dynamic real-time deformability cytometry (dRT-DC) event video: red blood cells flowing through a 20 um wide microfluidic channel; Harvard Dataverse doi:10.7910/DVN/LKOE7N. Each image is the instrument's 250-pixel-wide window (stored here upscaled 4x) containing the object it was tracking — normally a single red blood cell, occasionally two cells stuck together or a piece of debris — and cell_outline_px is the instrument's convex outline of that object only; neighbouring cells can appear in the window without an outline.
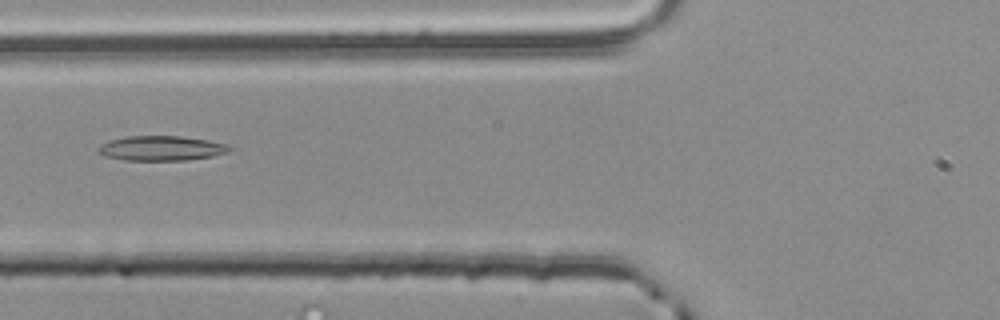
{"species": "common noctule bat (a hibernating species)", "species_latin": "Nyctalus noctula", "temperature_condition": "room temperature", "stored_images_in_passage": 37, "camera_frame_rate_fps": 3000, "um_per_image_px": 0.085, "animal": {"sex": "male", "body_mass_g": 20.4}, "frame": {"image": 1, "passage_image": 4, "time_ms": 1.0, "image_size_px": [1000, 320], "cell_outline_px": [[232, 148], [228, 152], [212, 156], [188, 160], [124, 160], [108, 156], [100, 152], [96, 148], [100, 144], [112, 140], [128, 136], [180, 136], [208, 140], [224, 144]], "centroid_in_image_um": [13.72, 12.6], "position_along_channel_um": 112.1, "area_um2": 18.67}}
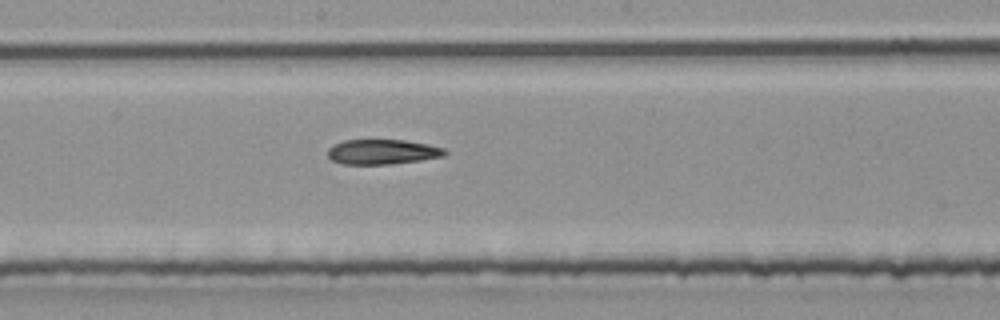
{"frame": {"image": 2, "passage_image": 12, "time_ms": 3.667, "image_size_px": [1000, 320], "cell_outline_px": [[448, 152], [444, 156], [420, 160], [388, 164], [340, 164], [332, 160], [328, 156], [328, 148], [332, 144], [344, 140], [404, 140], [428, 144], [444, 148]], "centroid_in_image_um": [32.48, 12.9], "position_along_channel_um": 215.7, "area_um2": 17.05}}
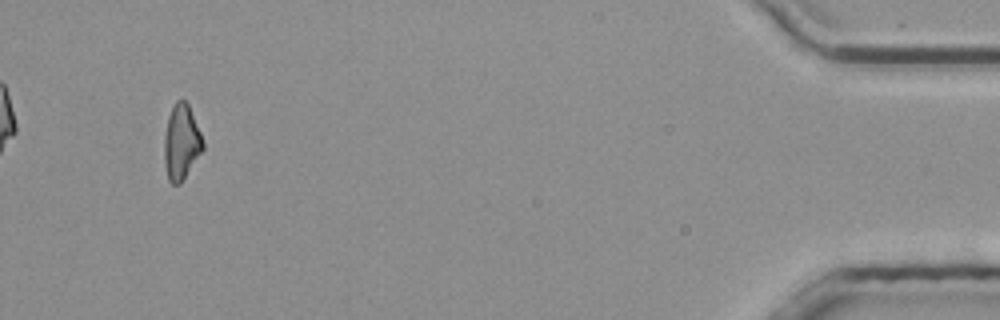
{"frame": {"image": 3, "passage_image": 34, "time_ms": 11.0, "image_size_px": [1000, 320], "cell_outline_px": [[204, 148], [180, 184], [172, 184], [168, 180], [164, 160], [164, 136], [168, 116], [176, 100], [184, 100], [188, 104], [204, 140]], "centroid_in_image_um": [15.41, 12.09], "position_along_channel_um": 419.8, "area_um2": 16.88}, "authors_computed_cell_mechanics": {"area_um2": 17.629, "velocity_mm_per_s": 3.8802, "shape_relaxation_time_tau1_ms": null, "shape_relaxation_time_tau2_ms": 8.4898, "deformation_change_tau1": null, "deformation_change_tau2": 0.195}}